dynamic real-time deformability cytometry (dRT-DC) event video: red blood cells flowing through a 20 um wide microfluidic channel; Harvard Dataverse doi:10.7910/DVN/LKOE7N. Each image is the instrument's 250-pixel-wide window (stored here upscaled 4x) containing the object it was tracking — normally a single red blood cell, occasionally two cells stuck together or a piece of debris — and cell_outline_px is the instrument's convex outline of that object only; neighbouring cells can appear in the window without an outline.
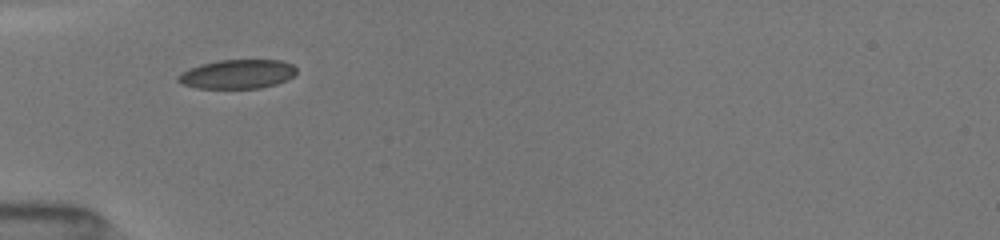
{"species": "common noctule bat (a hibernating species)", "species_latin": "Nyctalus noctula", "temperature_condition": "room temperature", "stored_images_in_passage": 5, "camera_frame_rate_fps": 3000, "um_per_image_px": 0.085, "animal": {"sex": "female", "body_mass_g": 19.5, "forearm_length_mm": 54.1}, "frame": {"image": 1, "passage_image": 1, "time_ms": 0.0, "image_size_px": [1000, 240], "cell_outline_px": [[296, 72], [292, 76], [276, 84], [260, 88], [196, 88], [180, 84], [176, 80], [176, 76], [180, 72], [200, 64], [220, 60], [284, 60], [292, 64], [296, 68]], "centroid_in_image_um": [20.13, 6.3], "position_along_channel_um": 64.9, "area_um2": 20.17}}
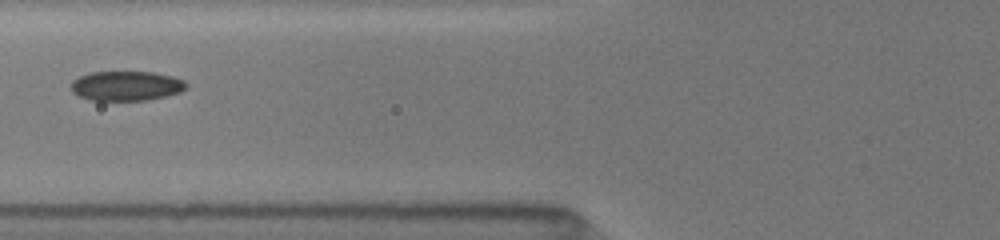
{"frame": {"image": 2, "passage_image": 3, "time_ms": 1.333, "image_size_px": [1000, 240], "cell_outline_px": [[188, 88], [180, 92], [148, 100], [88, 100], [72, 92], [72, 80], [88, 72], [156, 72], [172, 76], [184, 80], [188, 84]], "centroid_in_image_um": [10.76, 7.29], "position_along_channel_um": 115.0, "area_um2": 20.0}}